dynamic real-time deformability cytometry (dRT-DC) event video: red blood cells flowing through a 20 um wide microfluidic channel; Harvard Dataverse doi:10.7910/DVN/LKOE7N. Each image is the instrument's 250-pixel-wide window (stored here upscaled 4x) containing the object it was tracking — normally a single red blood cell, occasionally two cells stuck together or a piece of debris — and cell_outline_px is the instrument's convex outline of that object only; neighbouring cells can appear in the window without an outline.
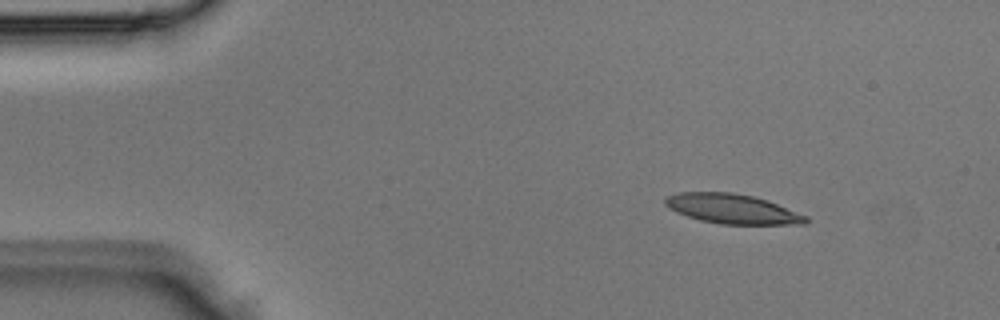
{"species": "Egyptian fruit bat (a non-hibernating species)", "species_latin": "Rousettus aegyptiacus", "temperature_condition": "room temperature", "stored_images_in_passage": 2, "camera_frame_rate_fps": 3000, "um_per_image_px": 0.085, "animal": {"sex": "male"}, "frame": {"image": 1, "passage_image": 1, "time_ms": 0.0, "image_size_px": [1000, 320], "cell_outline_px": [[808, 224], [720, 224], [700, 220], [676, 212], [668, 208], [664, 204], [664, 196], [680, 192], [732, 192], [752, 196], [768, 200], [808, 216]], "centroid_in_image_um": [62.23, 17.75], "position_along_channel_um": 22.8, "area_um2": 24.45}}